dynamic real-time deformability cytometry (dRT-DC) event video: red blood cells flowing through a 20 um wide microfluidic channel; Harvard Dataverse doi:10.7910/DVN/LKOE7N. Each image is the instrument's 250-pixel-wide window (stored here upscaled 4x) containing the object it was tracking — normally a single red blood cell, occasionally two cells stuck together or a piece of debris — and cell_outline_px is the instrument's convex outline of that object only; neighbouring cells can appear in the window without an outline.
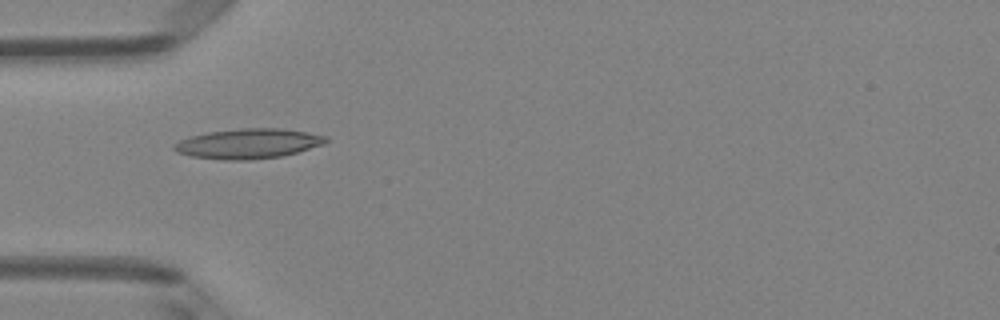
{"species": "Egyptian fruit bat (a non-hibernating species)", "species_latin": "Rousettus aegyptiacus", "temperature_condition": "room temperature", "stored_images_in_passage": 6, "camera_frame_rate_fps": 3000, "um_per_image_px": 0.085, "animal": {"sex": "female"}, "frame": {"image": 1, "passage_image": 5, "time_ms": 1.333, "image_size_px": [1000, 320], "cell_outline_px": [[328, 140], [324, 144], [296, 152], [280, 156], [248, 160], [224, 160], [192, 156], [176, 152], [172, 148], [172, 144], [180, 140], [192, 136], [208, 132], [240, 128], [280, 128], [308, 132], [328, 136]], "centroid_in_image_um": [21.09, 12.2], "position_along_channel_um": 63.9, "area_um2": 26.41}}
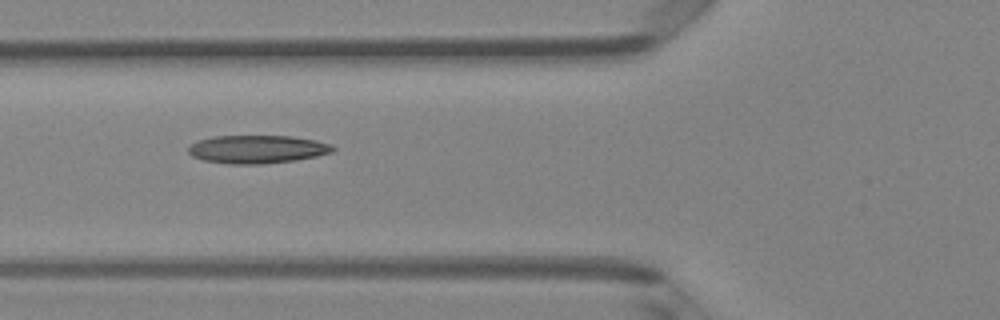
{"frame": {"image": 2, "passage_image": 6, "time_ms": 1.667, "image_size_px": [1000, 320], "cell_outline_px": [[336, 148], [332, 152], [316, 156], [296, 160], [260, 164], [228, 164], [204, 160], [192, 156], [188, 152], [188, 148], [192, 144], [200, 140], [216, 136], [292, 136], [316, 140], [332, 144]], "centroid_in_image_um": [21.9, 12.69], "position_along_channel_um": 103.9, "area_um2": 23.64}}